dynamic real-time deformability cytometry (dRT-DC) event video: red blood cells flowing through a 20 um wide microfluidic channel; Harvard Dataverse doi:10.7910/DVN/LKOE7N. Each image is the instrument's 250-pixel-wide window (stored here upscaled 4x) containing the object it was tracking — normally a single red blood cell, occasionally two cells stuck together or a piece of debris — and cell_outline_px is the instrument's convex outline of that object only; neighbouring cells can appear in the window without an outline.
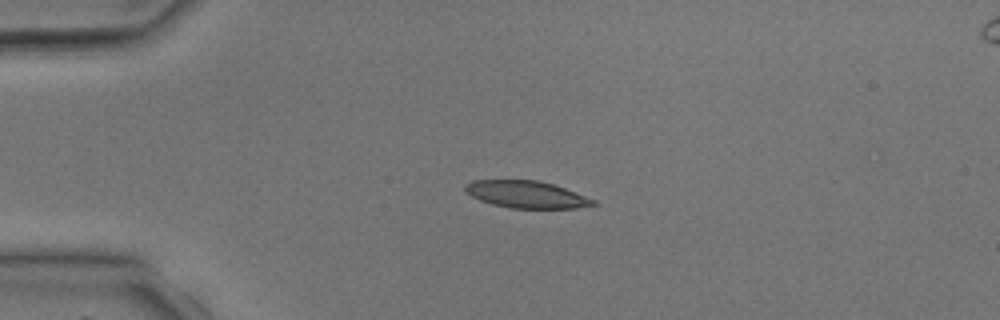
{"species": "common noctule bat (a hibernating species)", "species_latin": "Nyctalus noctula", "temperature_condition": "room temperature", "stored_images_in_passage": 1, "camera_frame_rate_fps": 3000, "um_per_image_px": 0.085, "animal": {"sex": "male", "body_mass_g": 17.9, "forearm_length_mm": 54.2}, "frame": {"image": 1, "passage_image": 1, "time_ms": 0.0, "image_size_px": [1000, 320], "cell_outline_px": [[596, 204], [576, 208], [512, 208], [492, 204], [480, 200], [464, 192], [464, 184], [472, 180], [536, 180], [552, 184], [576, 192], [596, 200]], "centroid_in_image_um": [44.71, 16.52], "position_along_channel_um": 40.3, "area_um2": 20.17}}